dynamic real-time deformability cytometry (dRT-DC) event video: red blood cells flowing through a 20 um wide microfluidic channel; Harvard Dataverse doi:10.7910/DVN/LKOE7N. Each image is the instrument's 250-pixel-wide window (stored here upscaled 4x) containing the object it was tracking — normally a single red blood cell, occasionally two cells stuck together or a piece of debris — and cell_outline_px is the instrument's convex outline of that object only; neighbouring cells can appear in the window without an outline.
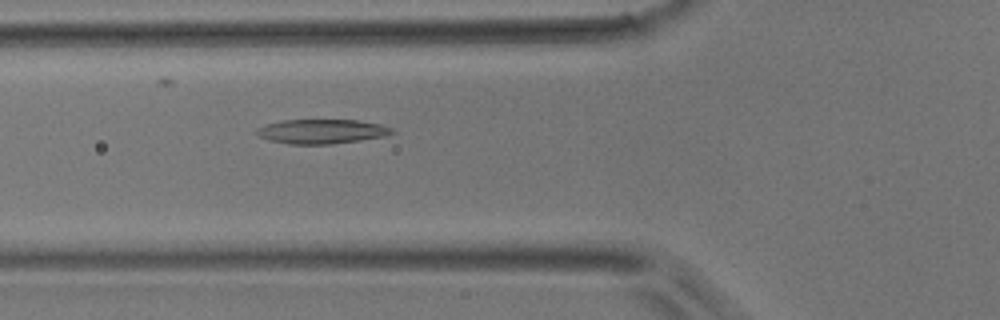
{"species": "common noctule bat (a hibernating species)", "species_latin": "Nyctalus noctula", "temperature_condition": "room temperature", "stored_images_in_passage": 38, "camera_frame_rate_fps": 3000, "um_per_image_px": 0.085, "animal": {"sex": "male", "body_mass_g": 17.9}, "frame": {"image": 1, "passage_image": 15, "time_ms": 4.667, "image_size_px": [1000, 320], "cell_outline_px": [[396, 132], [384, 136], [360, 140], [332, 144], [288, 144], [268, 140], [260, 136], [256, 132], [256, 128], [268, 124], [284, 120], [360, 120], [380, 124], [392, 128]], "centroid_in_image_um": [27.36, 11.17], "position_along_channel_um": 98.4, "area_um2": 19.19}}
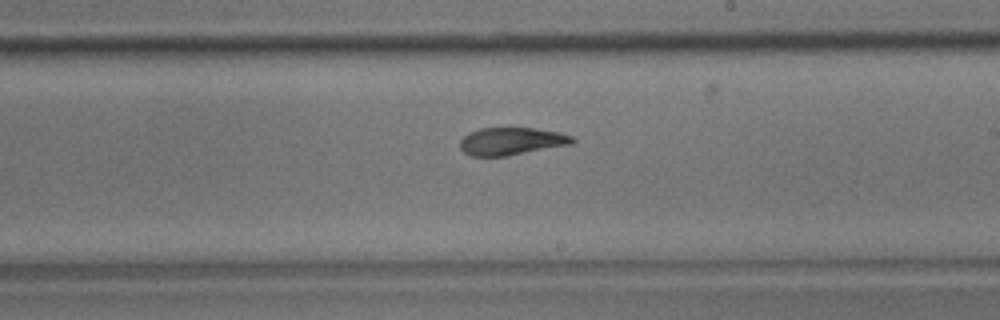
{"frame": {"image": 2, "passage_image": 26, "time_ms": 8.333, "image_size_px": [1000, 320], "cell_outline_px": [[576, 140], [572, 144], [508, 156], [472, 156], [464, 152], [460, 148], [460, 140], [468, 132], [480, 128], [536, 128], [560, 132], [572, 136]], "centroid_in_image_um": [43.48, 12.0], "position_along_channel_um": 245.5, "area_um2": 18.21}}
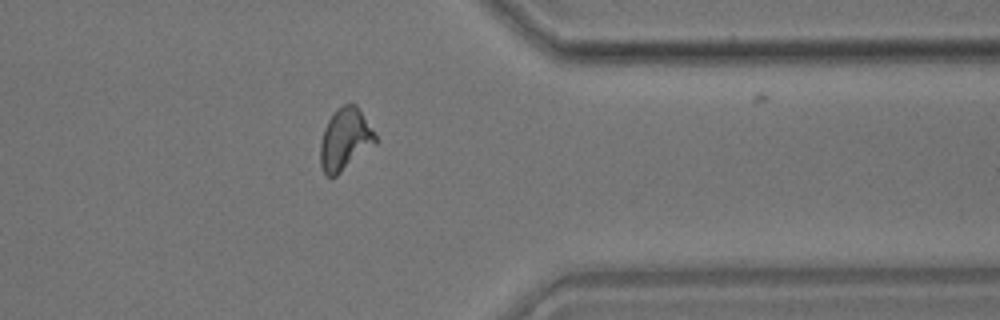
{"frame": {"image": 3, "passage_image": 37, "time_ms": 12.0, "image_size_px": [1000, 320], "cell_outline_px": [[376, 144], [336, 176], [328, 176], [324, 172], [320, 164], [320, 144], [324, 128], [328, 120], [336, 108], [344, 104], [356, 104], [376, 136]], "centroid_in_image_um": [29.31, 11.84], "position_along_channel_um": 382.1, "area_um2": 19.71}}